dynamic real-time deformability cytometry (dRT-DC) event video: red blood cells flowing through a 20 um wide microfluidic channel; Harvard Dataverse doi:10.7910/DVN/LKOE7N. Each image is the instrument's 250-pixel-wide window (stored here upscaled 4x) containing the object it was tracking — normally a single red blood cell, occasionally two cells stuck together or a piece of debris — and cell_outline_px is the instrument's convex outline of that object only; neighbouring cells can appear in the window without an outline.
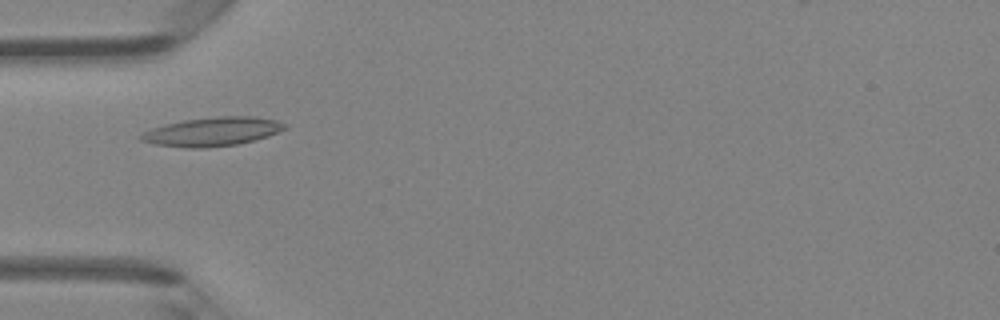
{"species": "Egyptian fruit bat (a non-hibernating species)", "species_latin": "Rousettus aegyptiacus", "temperature_condition": "room temperature", "stored_images_in_passage": 45, "camera_frame_rate_fps": 3000, "um_per_image_px": 0.085, "animal": {"sex": "female"}, "frame": {"image": 1, "passage_image": 13, "time_ms": 4.0, "image_size_px": [1000, 320], "cell_outline_px": [[288, 128], [268, 136], [236, 144], [208, 148], [188, 148], [156, 144], [140, 140], [140, 136], [144, 132], [152, 128], [184, 120], [216, 116], [256, 116], [276, 120], [288, 124]], "centroid_in_image_um": [18.11, 11.18], "position_along_channel_um": 66.9, "area_um2": 24.04}}
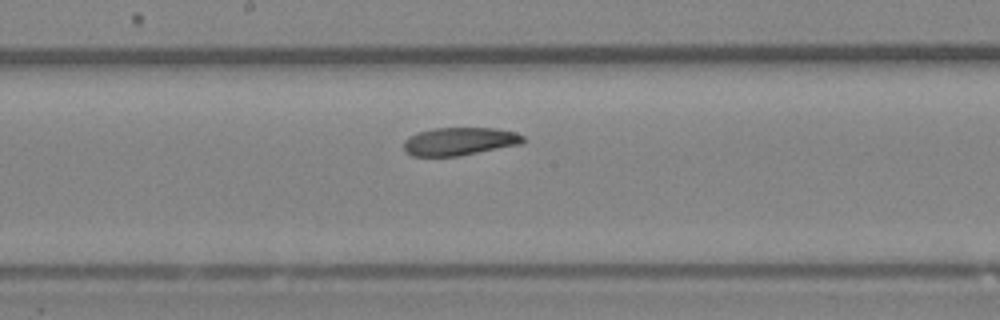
{"frame": {"image": 2, "passage_image": 23, "time_ms": 7.333, "image_size_px": [1000, 320], "cell_outline_px": [[524, 140], [520, 144], [460, 156], [412, 156], [404, 152], [404, 140], [408, 136], [416, 132], [436, 128], [496, 128], [516, 132], [524, 136]], "centroid_in_image_um": [39.02, 12.01], "position_along_channel_um": 209.2, "area_um2": 19.59}}
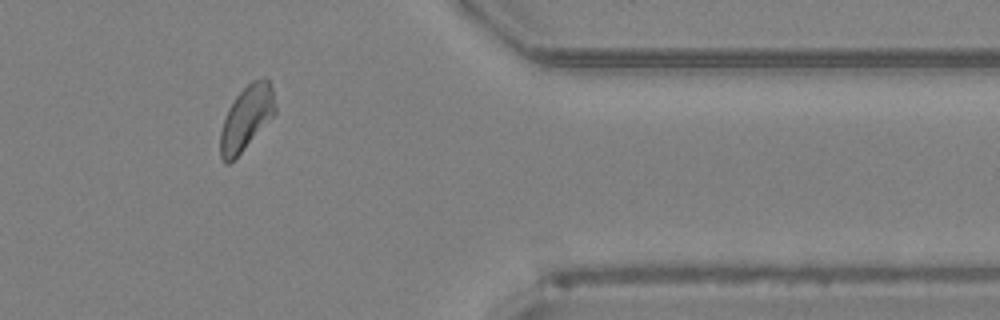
{"frame": {"image": 3, "passage_image": 37, "time_ms": 12.0, "image_size_px": [1000, 320], "cell_outline_px": [[276, 112], [240, 152], [228, 164], [224, 164], [220, 156], [220, 132], [228, 108], [236, 96], [252, 80], [264, 76], [268, 80], [272, 88], [276, 108]], "centroid_in_image_um": [20.93, 9.99], "position_along_channel_um": 390.5, "area_um2": 20.11}, "authors_computed_cell_mechanics": {"area_um2": 20.808, "velocity_mm_per_s": 4.2975, "shape_relaxation_time_tau1_ms": 5.8473, "shape_relaxation_time_tau2_ms": 3.3412, "deformation_change_tau1": 0.1223, "deformation_change_tau2": 0.0981}}